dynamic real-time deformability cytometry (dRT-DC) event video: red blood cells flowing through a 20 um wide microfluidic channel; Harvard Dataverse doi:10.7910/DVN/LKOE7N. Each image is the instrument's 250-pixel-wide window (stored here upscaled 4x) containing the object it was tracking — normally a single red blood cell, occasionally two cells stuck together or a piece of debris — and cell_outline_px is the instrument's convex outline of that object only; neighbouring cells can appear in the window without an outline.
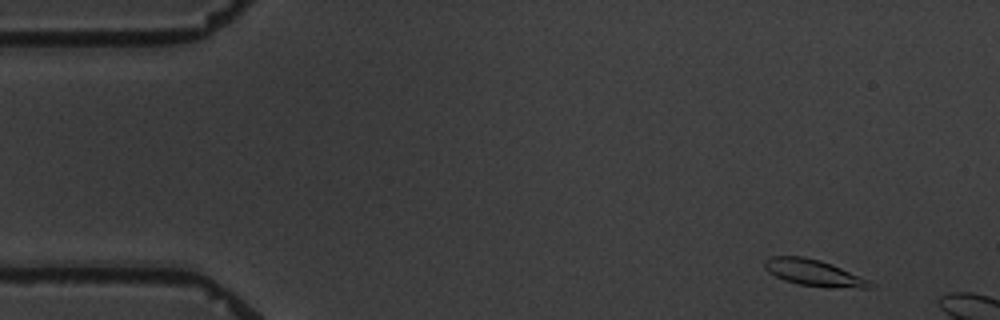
{"species": "common noctule bat (a hibernating species)", "species_latin": "Nyctalus noctula", "temperature_condition": "warm", "stored_images_in_passage": 3, "camera_frame_rate_fps": 3000, "um_per_image_px": 0.085, "animal": {"sex": "male", "body_mass_g": 19.5, "forearm_length_mm": 54.6}, "frame": {"image": 1, "passage_image": 1, "time_ms": 0.0, "image_size_px": [1000, 320], "cell_outline_px": [[876, 284], [872, 288], [860, 288], [796, 284], [784, 280], [768, 272], [764, 268], [764, 260], [772, 256], [804, 256], [820, 260], [832, 264], [868, 280]], "centroid_in_image_um": [69.13, 23.17], "position_along_channel_um": 15.9, "area_um2": 15.95}}